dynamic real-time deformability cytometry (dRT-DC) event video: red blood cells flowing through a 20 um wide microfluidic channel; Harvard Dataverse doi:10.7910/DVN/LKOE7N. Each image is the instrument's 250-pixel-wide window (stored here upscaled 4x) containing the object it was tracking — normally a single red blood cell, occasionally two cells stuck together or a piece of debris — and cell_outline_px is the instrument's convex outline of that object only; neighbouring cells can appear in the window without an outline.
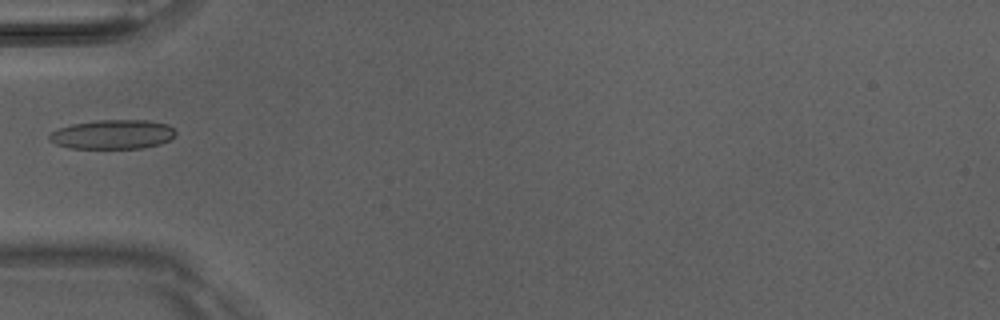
{"species": "Egyptian fruit bat (a non-hibernating species)", "species_latin": "Rousettus aegyptiacus", "temperature_condition": "room temperature", "stored_images_in_passage": 5, "camera_frame_rate_fps": 3000, "um_per_image_px": 0.085, "animal": {"sex": "male"}, "frame": {"image": 1, "passage_image": 5, "time_ms": 1.333, "image_size_px": [1000, 320], "cell_outline_px": [[176, 132], [168, 140], [160, 144], [144, 148], [68, 148], [56, 144], [48, 140], [48, 136], [52, 132], [60, 128], [72, 124], [96, 120], [148, 120], [168, 124]], "centroid_in_image_um": [9.56, 11.42], "position_along_channel_um": 75.4, "area_um2": 21.5}}